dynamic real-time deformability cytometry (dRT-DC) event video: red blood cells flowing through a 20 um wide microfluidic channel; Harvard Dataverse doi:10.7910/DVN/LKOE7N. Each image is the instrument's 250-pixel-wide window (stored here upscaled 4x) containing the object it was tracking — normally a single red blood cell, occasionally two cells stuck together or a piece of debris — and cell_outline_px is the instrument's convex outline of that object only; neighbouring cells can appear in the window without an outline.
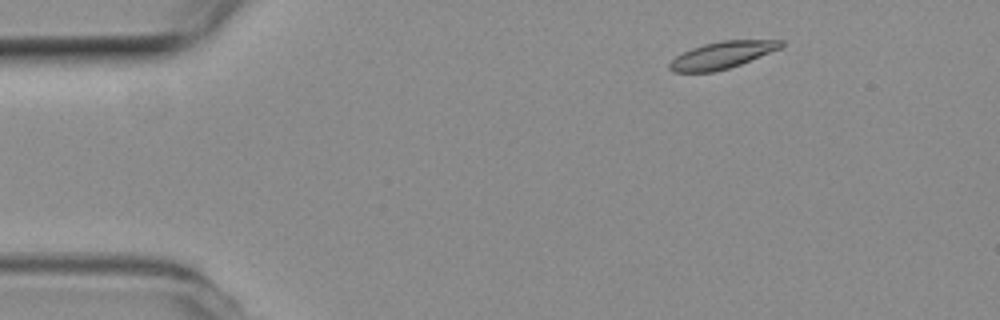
{"species": "common noctule bat (a hibernating species)", "species_latin": "Nyctalus noctula", "temperature_condition": "room temperature", "stored_images_in_passage": 3, "camera_frame_rate_fps": 3000, "um_per_image_px": 0.085, "animal": {"sex": "female", "body_mass_g": 19.3, "forearm_length_mm": 54.1}, "frame": {"image": 1, "passage_image": 1, "time_ms": 0.0, "image_size_px": [1000, 320], "cell_outline_px": [[784, 44], [780, 48], [740, 64], [728, 68], [712, 72], [672, 72], [668, 68], [668, 64], [676, 56], [692, 48], [704, 44], [720, 40], [784, 40]], "centroid_in_image_um": [61.35, 4.68], "position_along_channel_um": 23.7, "area_um2": 17.34}}